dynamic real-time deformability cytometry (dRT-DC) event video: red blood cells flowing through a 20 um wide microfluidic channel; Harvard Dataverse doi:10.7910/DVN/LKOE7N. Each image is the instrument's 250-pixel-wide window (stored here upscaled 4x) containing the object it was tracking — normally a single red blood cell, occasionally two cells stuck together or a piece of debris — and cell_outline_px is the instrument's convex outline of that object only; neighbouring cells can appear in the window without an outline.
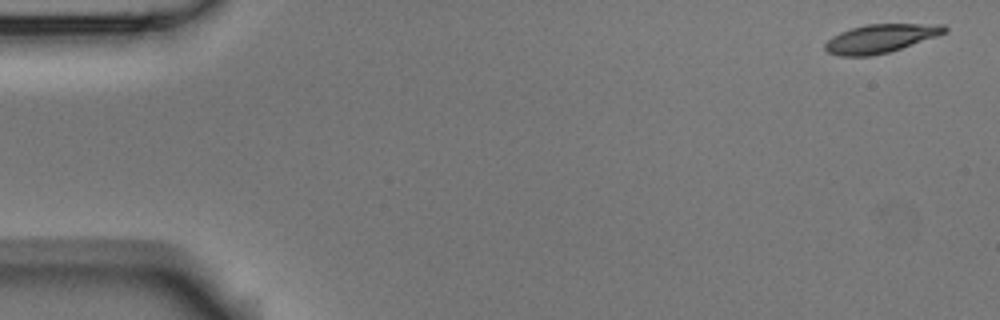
{"species": "Egyptian fruit bat (a non-hibernating species)", "species_latin": "Rousettus aegyptiacus", "temperature_condition": "room temperature", "stored_images_in_passage": 5, "camera_frame_rate_fps": 3000, "um_per_image_px": 0.085, "animal": {"sex": "male"}, "frame": {"image": 1, "passage_image": 1, "time_ms": 0.0, "image_size_px": [1000, 320], "cell_outline_px": [[948, 32], [888, 52], [868, 56], [840, 56], [828, 52], [824, 48], [824, 44], [832, 36], [840, 32], [864, 24], [944, 24], [948, 28]], "centroid_in_image_um": [74.83, 3.26], "position_along_channel_um": 10.2, "area_um2": 19.71}}
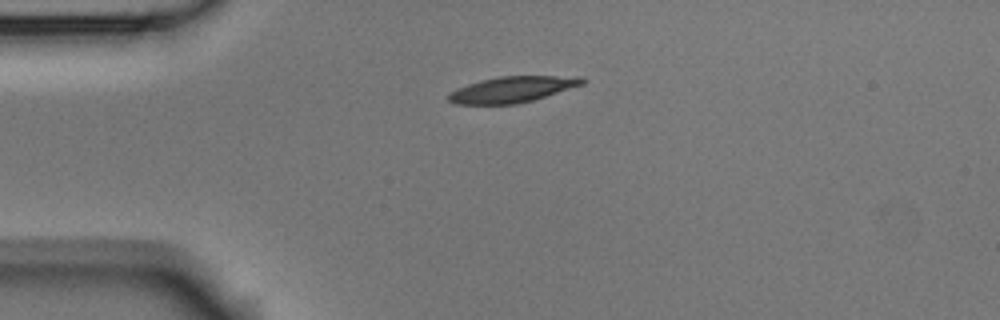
{"frame": {"image": 2, "passage_image": 4, "time_ms": 1.0, "image_size_px": [1000, 320], "cell_outline_px": [[588, 80], [584, 84], [532, 100], [516, 104], [456, 104], [448, 100], [448, 96], [452, 92], [468, 84], [480, 80], [500, 76], [584, 76]], "centroid_in_image_um": [43.61, 7.59], "position_along_channel_um": 41.4, "area_um2": 20.06}}